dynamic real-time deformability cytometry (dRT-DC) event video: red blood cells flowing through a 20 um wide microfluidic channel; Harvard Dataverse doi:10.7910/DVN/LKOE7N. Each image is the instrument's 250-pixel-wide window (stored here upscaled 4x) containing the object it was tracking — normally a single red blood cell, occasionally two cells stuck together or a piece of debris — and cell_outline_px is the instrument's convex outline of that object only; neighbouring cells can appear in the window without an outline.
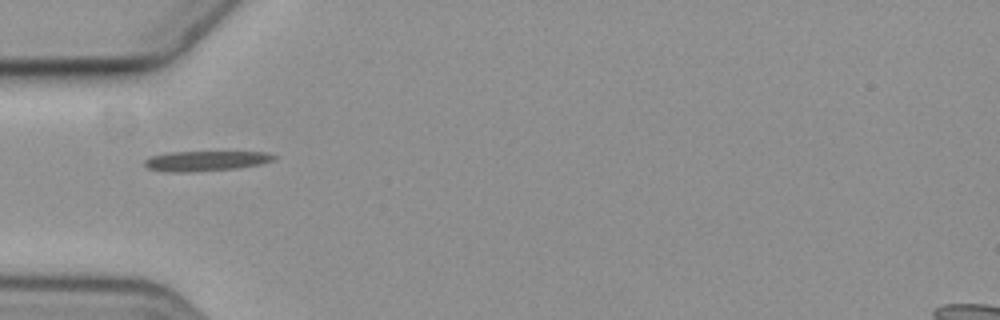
{"species": "common noctule bat (a hibernating species)", "species_latin": "Nyctalus noctula", "temperature_condition": "cold", "stored_images_in_passage": 3, "camera_frame_rate_fps": 3000, "um_per_image_px": 0.085, "animal": {"sex": "female", "body_mass_g": 19.3, "forearm_length_mm": 54.1}, "frame": {"image": 1, "passage_image": 1, "time_ms": 0.0, "image_size_px": [1000, 320], "cell_outline_px": [[280, 156], [276, 160], [260, 164], [236, 168], [192, 172], [168, 172], [148, 168], [144, 164], [144, 160], [148, 156], [172, 152], [268, 152]], "centroid_in_image_um": [17.52, 13.67], "position_along_channel_um": 67.5, "area_um2": 15.26}}